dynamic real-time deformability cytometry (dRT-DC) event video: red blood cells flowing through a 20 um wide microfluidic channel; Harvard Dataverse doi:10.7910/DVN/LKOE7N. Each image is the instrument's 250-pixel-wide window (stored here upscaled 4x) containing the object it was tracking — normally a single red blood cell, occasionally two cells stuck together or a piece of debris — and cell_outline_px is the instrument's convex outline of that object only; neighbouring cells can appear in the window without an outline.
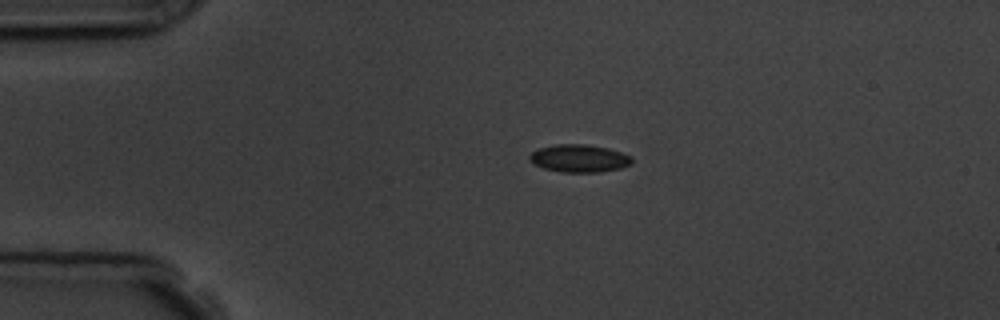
{"species": "common noctule bat (a hibernating species)", "species_latin": "Nyctalus noctula", "temperature_condition": "room temperature", "stored_images_in_passage": 4, "camera_frame_rate_fps": 3000, "um_per_image_px": 0.085, "animal": {"sex": "male", "body_mass_g": 19.5, "forearm_length_mm": 54.6}, "frame": {"image": 1, "passage_image": 3, "time_ms": 2.333, "image_size_px": [1000, 320], "cell_outline_px": [[632, 164], [620, 168], [600, 172], [560, 172], [544, 168], [532, 164], [528, 156], [536, 148], [556, 144], [584, 144], [608, 148], [632, 156]], "centroid_in_image_um": [49.2, 13.46], "position_along_channel_um": 35.8, "area_um2": 16.65}}